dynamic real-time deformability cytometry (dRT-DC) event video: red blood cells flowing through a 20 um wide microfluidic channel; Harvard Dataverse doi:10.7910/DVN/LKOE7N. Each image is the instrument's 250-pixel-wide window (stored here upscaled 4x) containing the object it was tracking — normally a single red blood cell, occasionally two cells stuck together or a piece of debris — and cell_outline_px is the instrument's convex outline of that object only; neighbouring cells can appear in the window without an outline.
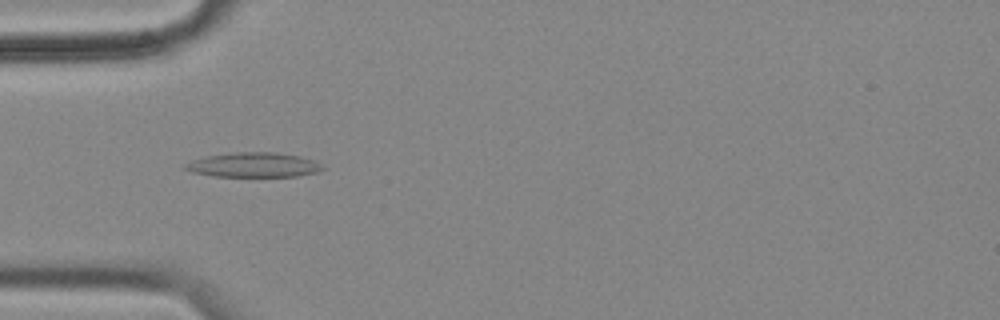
{"species": "common noctule bat (a hibernating species)", "species_latin": "Nyctalus noctula", "temperature_condition": "cold", "stored_images_in_passage": 9, "camera_frame_rate_fps": 3000, "um_per_image_px": 0.085, "animal": {"sex": "female", "body_mass_g": 18.4}, "frame": {"image": 1, "passage_image": 3, "time_ms": 0.667, "image_size_px": [1000, 320], "cell_outline_px": [[324, 168], [320, 172], [296, 176], [212, 176], [192, 172], [184, 168], [184, 164], [192, 160], [208, 156], [236, 152], [276, 152], [300, 156], [312, 160], [320, 164]], "centroid_in_image_um": [21.56, 14.02], "position_along_channel_um": 63.4, "area_um2": 19.59}}
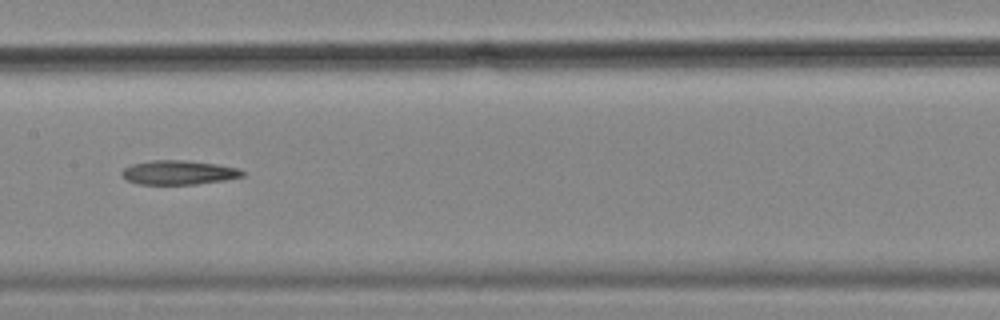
{"frame": {"image": 2, "passage_image": 6, "time_ms": 1.667, "image_size_px": [1000, 320], "cell_outline_px": [[244, 176], [224, 180], [196, 184], [136, 184], [124, 180], [120, 172], [124, 168], [132, 164], [152, 160], [184, 160], [216, 164], [236, 168], [244, 172]], "centroid_in_image_um": [15.12, 14.67], "position_along_channel_um": 192.3, "area_um2": 16.99}}
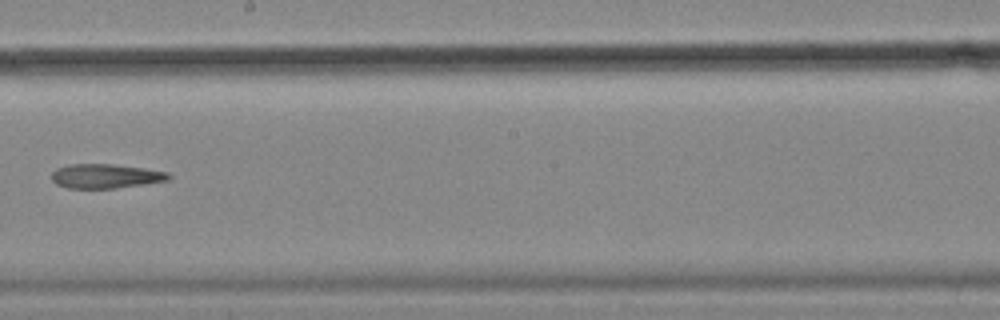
{"frame": {"image": 3, "passage_image": 7, "time_ms": 2.0, "image_size_px": [1000, 320], "cell_outline_px": [[172, 176], [168, 180], [116, 188], [68, 188], [56, 184], [52, 180], [52, 172], [56, 168], [68, 164], [112, 164], [144, 168], [168, 172]], "centroid_in_image_um": [8.95, 14.96], "position_along_channel_um": 239.2, "area_um2": 16.53}}